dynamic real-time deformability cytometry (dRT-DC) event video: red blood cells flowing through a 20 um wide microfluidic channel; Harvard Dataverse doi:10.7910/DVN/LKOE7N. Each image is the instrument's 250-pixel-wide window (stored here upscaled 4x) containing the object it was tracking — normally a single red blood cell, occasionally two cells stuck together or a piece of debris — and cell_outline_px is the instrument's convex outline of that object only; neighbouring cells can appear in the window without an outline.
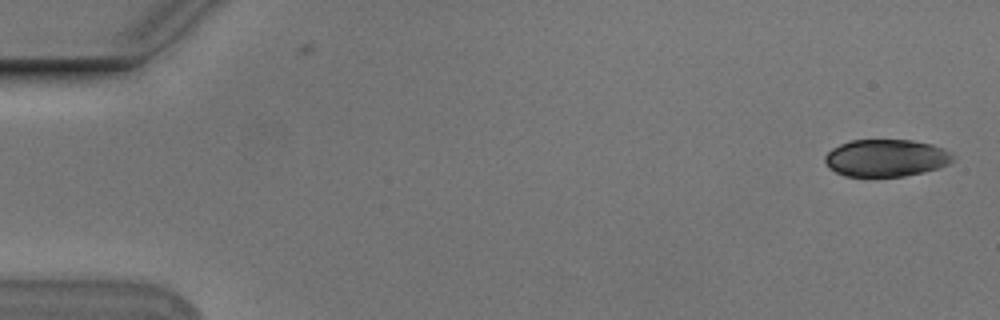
{"species": "Egyptian fruit bat (a non-hibernating species)", "species_latin": "Rousettus aegyptiacus", "temperature_condition": "cold", "stored_images_in_passage": 55, "camera_frame_rate_fps": 3000, "um_per_image_px": 0.085, "animal": {"sex": "male"}, "frame": {"image": 1, "passage_image": 2, "time_ms": 0.333, "image_size_px": [1000, 320], "cell_outline_px": [[952, 160], [948, 164], [940, 168], [924, 172], [904, 176], [844, 176], [828, 168], [824, 160], [824, 156], [832, 148], [840, 144], [852, 140], [912, 140], [932, 144], [944, 148], [952, 152]], "centroid_in_image_um": [75.31, 13.42], "position_along_channel_um": 9.7, "area_um2": 27.92}}
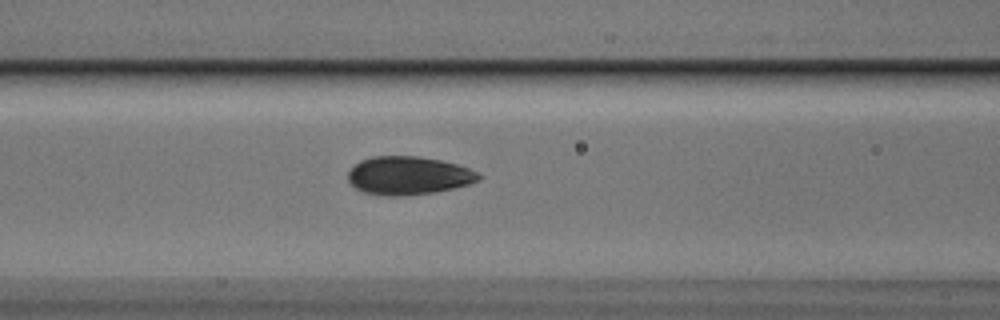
{"frame": {"image": 2, "passage_image": 23, "time_ms": 7.333, "image_size_px": [1000, 320], "cell_outline_px": [[484, 176], [480, 180], [468, 184], [436, 192], [404, 196], [388, 196], [364, 192], [356, 188], [348, 180], [348, 172], [360, 160], [372, 156], [416, 156], [440, 160], [456, 164], [468, 168]], "centroid_in_image_um": [34.72, 14.92], "position_along_channel_um": 131.9, "area_um2": 29.07}}
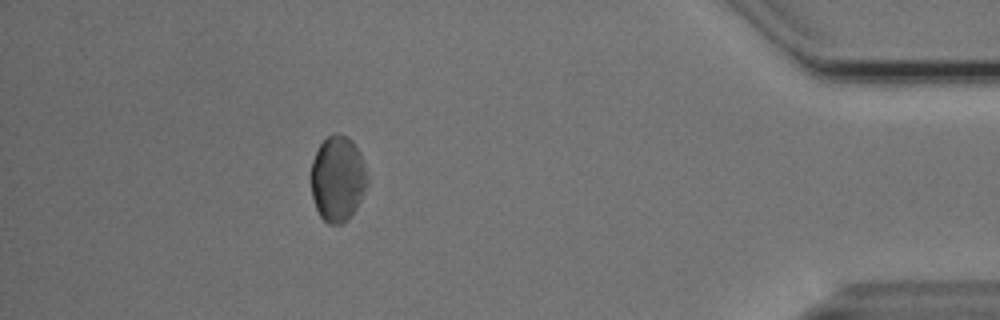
{"frame": {"image": 3, "passage_image": 49, "time_ms": 16.0, "image_size_px": [1000, 320], "cell_outline_px": [[364, 188], [356, 208], [348, 220], [340, 224], [328, 224], [320, 216], [316, 208], [312, 196], [308, 176], [312, 160], [320, 144], [332, 132], [340, 132], [348, 136], [352, 140], [360, 152], [364, 164]], "centroid_in_image_um": [28.63, 15.15], "position_along_channel_um": 406.6, "area_um2": 28.15}, "authors_computed_cell_mechanics": {"area_um2": 28.6688, "velocity_mm_per_s": 3.7365, "shape_relaxation_time_tau1_ms": 3.5273, "shape_relaxation_time_tau2_ms": 2.0578, "deformation_change_tau1": 0.0616, "deformation_change_tau2": 0.0458}}